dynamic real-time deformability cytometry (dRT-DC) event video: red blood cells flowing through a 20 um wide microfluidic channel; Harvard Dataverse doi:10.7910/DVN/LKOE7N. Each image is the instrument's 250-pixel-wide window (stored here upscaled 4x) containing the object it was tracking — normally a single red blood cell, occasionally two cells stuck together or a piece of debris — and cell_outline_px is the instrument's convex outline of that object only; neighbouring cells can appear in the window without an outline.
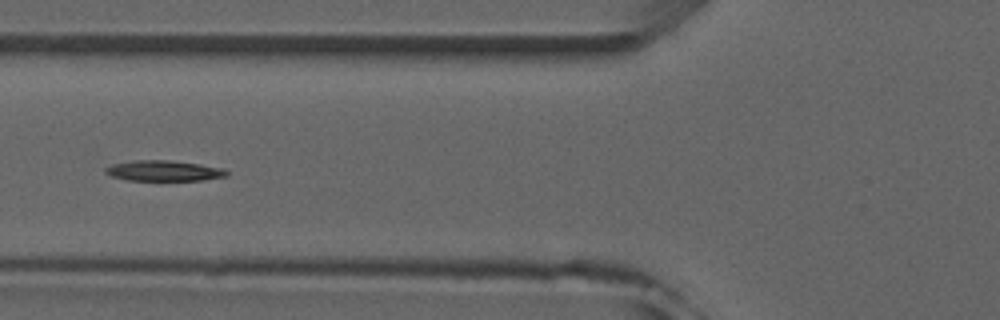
{"species": "common noctule bat (a hibernating species)", "species_latin": "Nyctalus noctula", "temperature_condition": "room temperature", "stored_images_in_passage": 6, "camera_frame_rate_fps": 3000, "um_per_image_px": 0.085, "animal": {"sex": "male", "forearm_length_mm": 52.5}, "frame": {"image": 1, "passage_image": 6, "time_ms": 5.667, "image_size_px": [1000, 320], "cell_outline_px": [[228, 176], [204, 180], [128, 180], [112, 176], [104, 172], [104, 168], [112, 164], [136, 160], [172, 160], [200, 164], [224, 168], [228, 172]], "centroid_in_image_um": [13.95, 14.51], "position_along_channel_um": 111.9, "area_um2": 14.57}}